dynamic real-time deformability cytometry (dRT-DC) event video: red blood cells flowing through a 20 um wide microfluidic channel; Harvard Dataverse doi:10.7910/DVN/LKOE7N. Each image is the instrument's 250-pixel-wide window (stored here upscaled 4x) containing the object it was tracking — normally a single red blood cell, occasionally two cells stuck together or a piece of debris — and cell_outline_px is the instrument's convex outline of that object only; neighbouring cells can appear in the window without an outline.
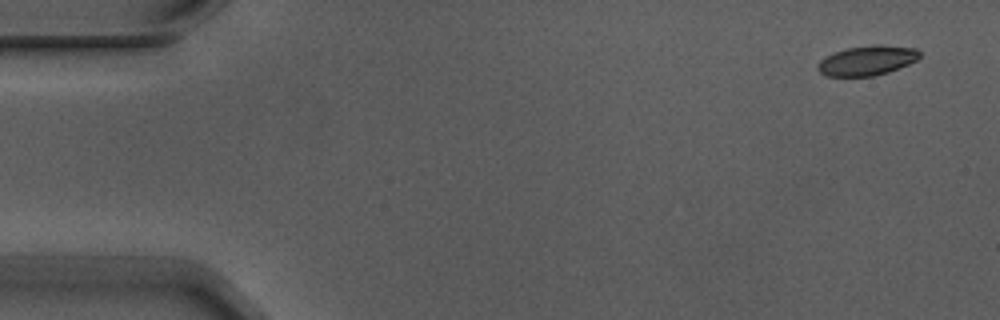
{"species": "Egyptian fruit bat (a non-hibernating species)", "species_latin": "Rousettus aegyptiacus", "temperature_condition": "warm", "stored_images_in_passage": 4, "camera_frame_rate_fps": 3000, "um_per_image_px": 0.085, "animal": {"sex": "male"}, "frame": {"image": 1, "passage_image": 1, "time_ms": 0.0, "image_size_px": [1000, 320], "cell_outline_px": [[920, 56], [916, 60], [908, 64], [888, 72], [872, 76], [828, 76], [820, 72], [816, 68], [816, 64], [820, 60], [836, 52], [848, 48], [876, 44], [880, 44], [916, 48], [920, 52]], "centroid_in_image_um": [73.71, 5.14], "position_along_channel_um": 11.3, "area_um2": 17.51}}
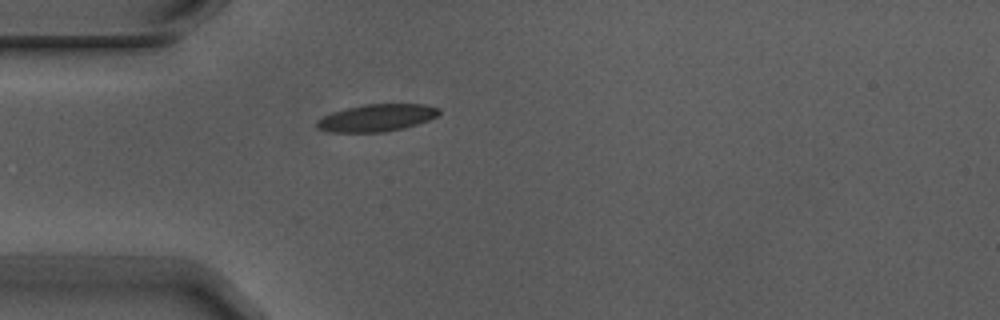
{"frame": {"image": 2, "passage_image": 4, "time_ms": 1.0, "image_size_px": [1000, 320], "cell_outline_px": [[440, 112], [436, 116], [428, 120], [404, 128], [384, 132], [328, 132], [316, 128], [316, 120], [332, 112], [344, 108], [364, 104], [424, 104], [440, 108]], "centroid_in_image_um": [31.98, 10.01], "position_along_channel_um": 53.0, "area_um2": 19.48}}